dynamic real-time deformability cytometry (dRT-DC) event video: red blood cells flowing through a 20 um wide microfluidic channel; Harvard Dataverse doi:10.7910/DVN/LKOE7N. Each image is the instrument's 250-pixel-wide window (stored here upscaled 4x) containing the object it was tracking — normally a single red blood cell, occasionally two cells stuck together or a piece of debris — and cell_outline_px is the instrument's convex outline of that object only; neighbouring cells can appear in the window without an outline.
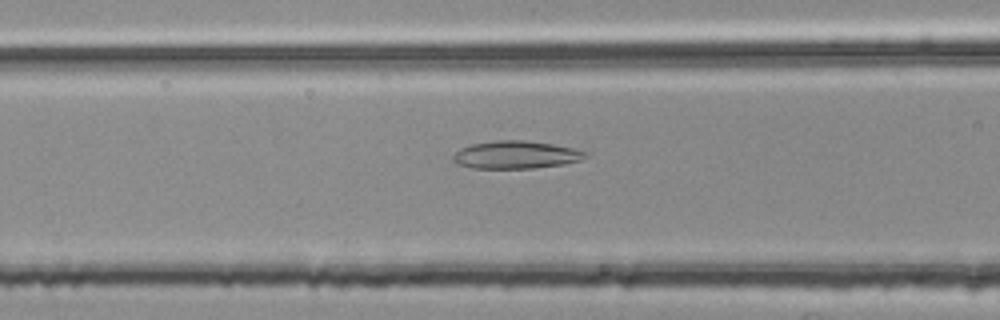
{"species": "common noctule bat (a hibernating species)", "species_latin": "Nyctalus noctula", "temperature_condition": "room temperature", "stored_images_in_passage": 27, "camera_frame_rate_fps": 3000, "um_per_image_px": 0.085, "animal": {"sex": "female", "body_mass_g": 25.1}, "frame": {"image": 1, "passage_image": 5, "time_ms": 1.333, "image_size_px": [1000, 320], "cell_outline_px": [[588, 156], [580, 160], [564, 164], [532, 168], [472, 168], [456, 164], [452, 160], [452, 156], [460, 148], [472, 144], [496, 140], [524, 140], [552, 144], [572, 148], [588, 152]], "centroid_in_image_um": [43.83, 13.16], "position_along_channel_um": 122.8, "area_um2": 21.39}}
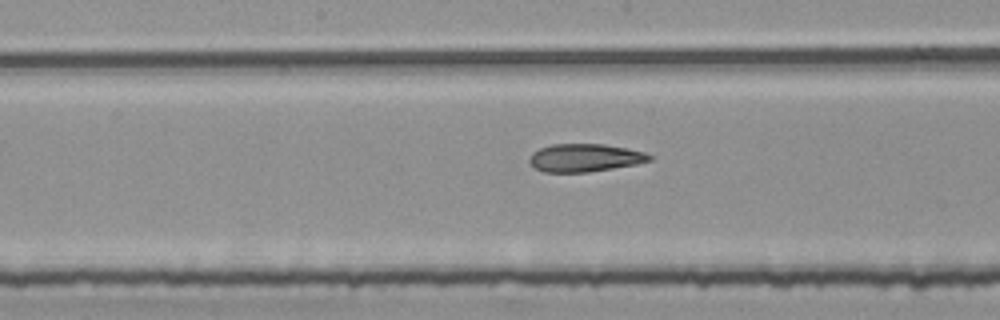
{"frame": {"image": 2, "passage_image": 11, "time_ms": 3.333, "image_size_px": [1000, 320], "cell_outline_px": [[652, 160], [636, 164], [588, 172], [544, 172], [536, 168], [528, 160], [532, 152], [540, 148], [552, 144], [604, 144], [644, 152], [652, 156]], "centroid_in_image_um": [49.69, 13.41], "position_along_channel_um": 198.5, "area_um2": 19.36}}
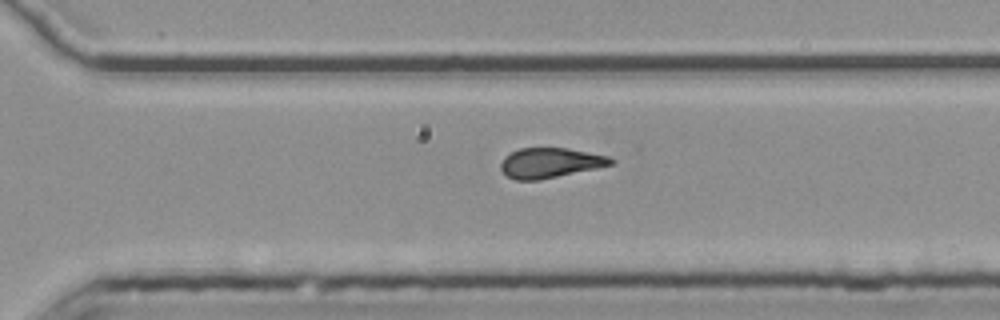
{"frame": {"image": 3, "passage_image": 21, "time_ms": 6.667, "image_size_px": [1000, 320], "cell_outline_px": [[616, 160], [612, 164], [596, 168], [540, 180], [516, 180], [508, 176], [500, 168], [500, 164], [504, 156], [520, 148], [568, 148], [608, 156]], "centroid_in_image_um": [46.75, 13.84], "position_along_channel_um": 323.8, "area_um2": 19.13}, "authors_computed_cell_mechanics": {"area_um2": 19.7676, "velocity_mm_per_s": 3.7734, "shape_relaxation_time_tau1_ms": null, "shape_relaxation_time_tau2_ms": 3.1887, "deformation_change_tau1": null, "deformation_change_tau2": 0.129}}